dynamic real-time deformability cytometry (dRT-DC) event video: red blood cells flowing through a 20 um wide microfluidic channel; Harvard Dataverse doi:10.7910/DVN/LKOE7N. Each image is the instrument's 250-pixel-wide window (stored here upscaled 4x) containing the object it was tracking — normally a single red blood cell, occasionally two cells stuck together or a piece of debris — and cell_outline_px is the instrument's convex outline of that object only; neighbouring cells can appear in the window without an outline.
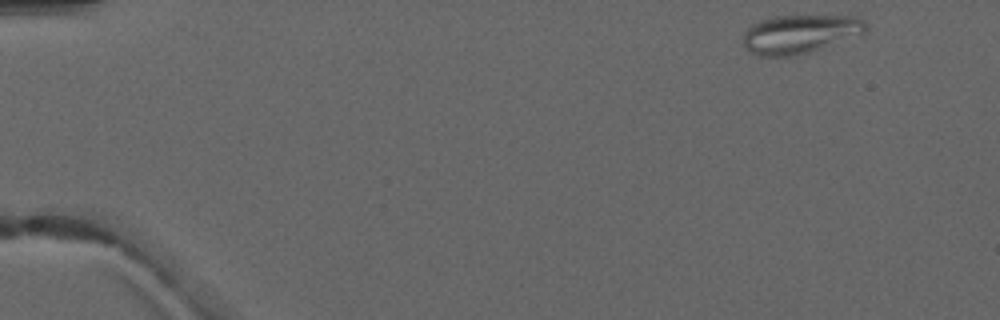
{"species": "common noctule bat (a hibernating species)", "species_latin": "Nyctalus noctula", "temperature_condition": "warm", "stored_images_in_passage": 4, "camera_frame_rate_fps": 3000, "um_per_image_px": 0.085, "animal": {"sex": "male", "forearm_length_mm": 52.5}, "frame": {"image": 1, "passage_image": 1, "time_ms": 0.0, "image_size_px": [1000, 320], "cell_outline_px": [[868, 28], [864, 32], [812, 52], [796, 56], [756, 56], [748, 52], [744, 48], [744, 32], [752, 24], [760, 20], [772, 16], [856, 16], [864, 20], [868, 24]], "centroid_in_image_um": [67.96, 2.9], "position_along_channel_um": 17.0, "area_um2": 27.8}}